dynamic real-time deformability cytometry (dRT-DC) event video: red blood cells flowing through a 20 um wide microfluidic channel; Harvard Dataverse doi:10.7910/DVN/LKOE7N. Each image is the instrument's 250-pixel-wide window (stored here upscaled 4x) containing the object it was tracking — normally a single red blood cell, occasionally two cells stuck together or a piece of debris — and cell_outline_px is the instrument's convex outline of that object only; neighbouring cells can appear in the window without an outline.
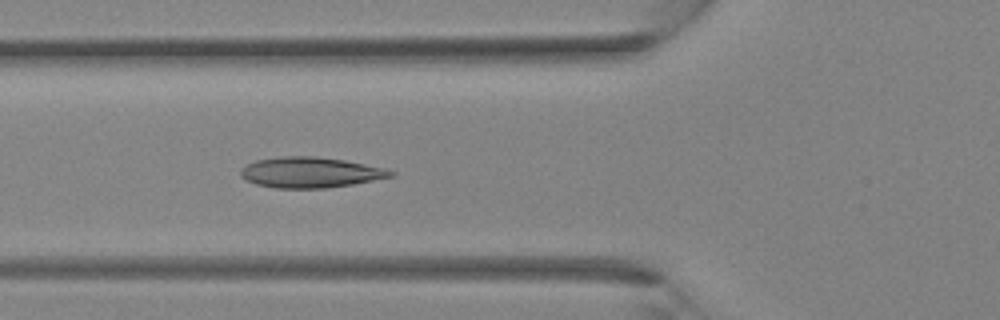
{"species": "Egyptian fruit bat (a non-hibernating species)", "species_latin": "Rousettus aegyptiacus", "temperature_condition": "room temperature", "stored_images_in_passage": 36, "camera_frame_rate_fps": 3000, "um_per_image_px": 0.085, "animal": {"sex": "female"}, "frame": {"image": 1, "passage_image": 13, "time_ms": 4.0, "image_size_px": [1000, 320], "cell_outline_px": [[396, 176], [352, 184], [324, 188], [276, 188], [256, 184], [244, 180], [240, 176], [240, 172], [248, 164], [256, 160], [280, 156], [312, 156], [344, 160], [384, 168], [396, 172]], "centroid_in_image_um": [26.38, 14.66], "position_along_channel_um": 99.4, "area_um2": 26.65}}
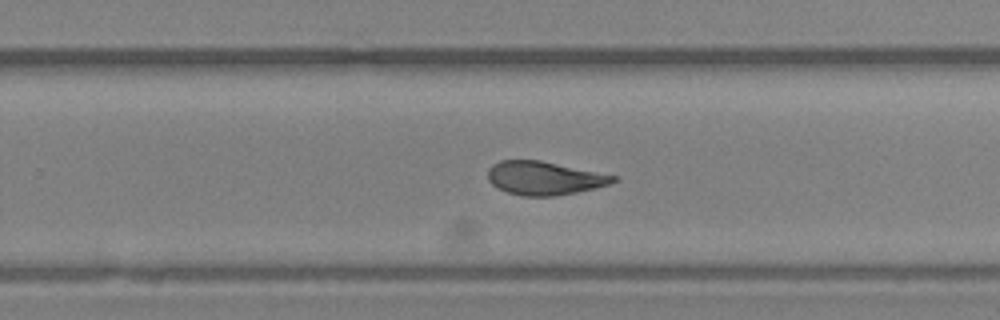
{"frame": {"image": 2, "passage_image": 23, "time_ms": 7.333, "image_size_px": [1000, 320], "cell_outline_px": [[616, 180], [608, 184], [596, 188], [556, 196], [524, 196], [508, 192], [492, 184], [488, 180], [488, 168], [492, 164], [500, 160], [540, 160], [616, 176]], "centroid_in_image_um": [46.23, 15.14], "position_along_channel_um": 283.6, "area_um2": 24.22}}
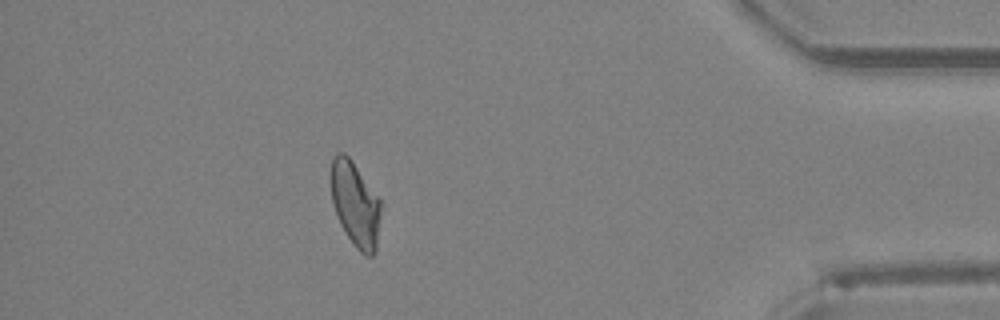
{"frame": {"image": 3, "passage_image": 32, "time_ms": 10.333, "image_size_px": [1000, 320], "cell_outline_px": [[380, 216], [376, 248], [372, 256], [364, 256], [356, 248], [340, 224], [332, 200], [332, 156], [336, 152], [344, 152], [352, 160], [380, 200]], "centroid_in_image_um": [30.2, 17.35], "position_along_channel_um": 405.0, "area_um2": 24.22}}